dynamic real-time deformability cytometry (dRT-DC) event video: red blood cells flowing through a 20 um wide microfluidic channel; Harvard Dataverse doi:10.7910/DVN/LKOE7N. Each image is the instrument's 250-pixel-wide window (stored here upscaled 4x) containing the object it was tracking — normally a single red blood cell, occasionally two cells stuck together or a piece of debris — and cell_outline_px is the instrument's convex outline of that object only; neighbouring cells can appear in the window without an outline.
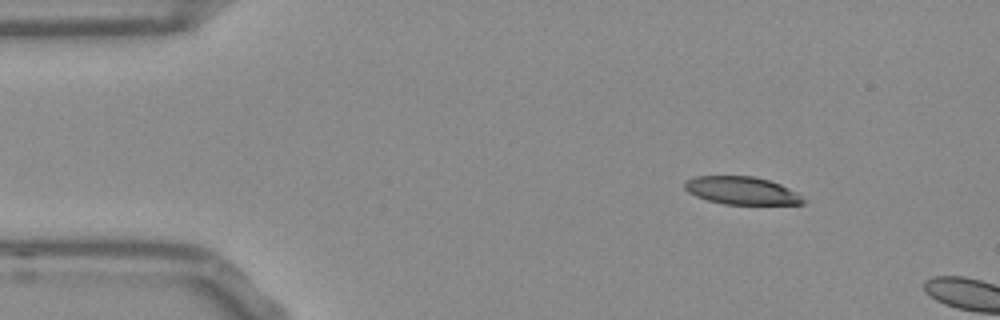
{"species": "Egyptian fruit bat (a non-hibernating species)", "species_latin": "Rousettus aegyptiacus", "temperature_condition": "room temperature", "stored_images_in_passage": 4, "camera_frame_rate_fps": 3000, "um_per_image_px": 0.085, "frame": {"image": 1, "passage_image": 1, "time_ms": 0.0, "image_size_px": [1000, 320], "cell_outline_px": [[804, 204], [724, 204], [708, 200], [696, 196], [688, 192], [684, 188], [684, 180], [696, 176], [752, 176], [768, 180], [780, 184], [796, 192], [804, 200]], "centroid_in_image_um": [63.0, 16.19], "position_along_channel_um": 22.0, "area_um2": 19.07}}